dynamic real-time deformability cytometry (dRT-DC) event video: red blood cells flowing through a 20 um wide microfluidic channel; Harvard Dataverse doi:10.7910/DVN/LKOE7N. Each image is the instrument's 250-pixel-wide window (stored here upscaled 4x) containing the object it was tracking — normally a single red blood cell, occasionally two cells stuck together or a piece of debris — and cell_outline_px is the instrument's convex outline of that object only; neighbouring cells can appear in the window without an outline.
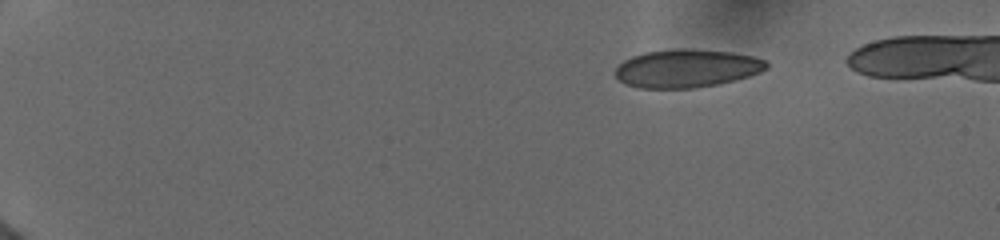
{"species": "human", "species_latin": "Homo sapiens", "temperature_condition": "cold", "stored_images_in_passage": 34, "camera_frame_rate_fps": 3000, "um_per_image_px": 0.085, "donor": {"sex": "female"}, "frame": {"image": 1, "passage_image": 1, "time_ms": 0.0, "image_size_px": [1000, 240], "cell_outline_px": [[768, 68], [760, 72], [748, 76], [716, 84], [692, 88], [636, 88], [624, 84], [612, 72], [624, 60], [632, 56], [644, 52], [676, 48], [688, 48], [732, 52], [752, 56], [764, 60], [768, 64]], "centroid_in_image_um": [58.32, 5.8], "position_along_channel_um": 26.7, "area_um2": 33.7}}
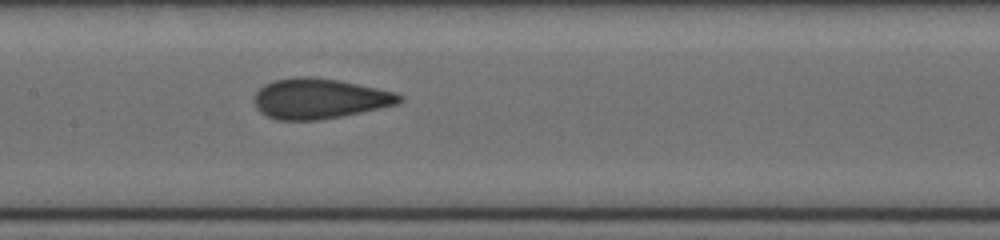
{"frame": {"image": 2, "passage_image": 19, "time_ms": 7.0, "image_size_px": [1000, 240], "cell_outline_px": [[404, 100], [400, 104], [320, 120], [276, 120], [260, 112], [256, 108], [252, 100], [252, 96], [264, 84], [272, 80], [296, 76], [308, 76], [340, 80], [396, 92], [404, 96]], "centroid_in_image_um": [27.14, 8.37], "position_along_channel_um": 180.3, "area_um2": 34.51}}
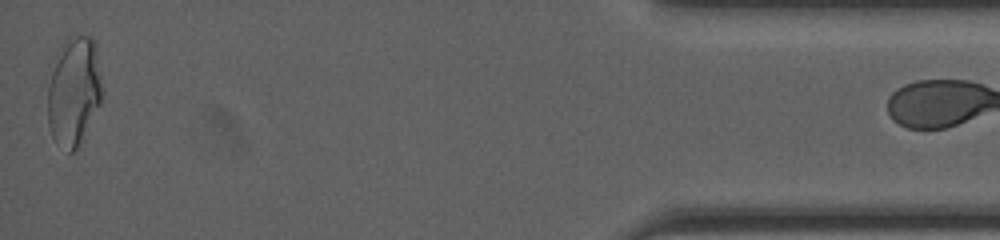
{"frame": {"image": 3, "passage_image": 33, "time_ms": 15.0, "image_size_px": [1000, 240], "cell_outline_px": [[104, 92], [100, 104], [76, 148], [72, 152], [68, 152], [52, 136], [48, 124], [48, 64], [64, 40], [68, 36], [92, 36], [96, 44]], "centroid_in_image_um": [6.26, 7.64], "position_along_channel_um": 428.9, "area_um2": 35.37}}